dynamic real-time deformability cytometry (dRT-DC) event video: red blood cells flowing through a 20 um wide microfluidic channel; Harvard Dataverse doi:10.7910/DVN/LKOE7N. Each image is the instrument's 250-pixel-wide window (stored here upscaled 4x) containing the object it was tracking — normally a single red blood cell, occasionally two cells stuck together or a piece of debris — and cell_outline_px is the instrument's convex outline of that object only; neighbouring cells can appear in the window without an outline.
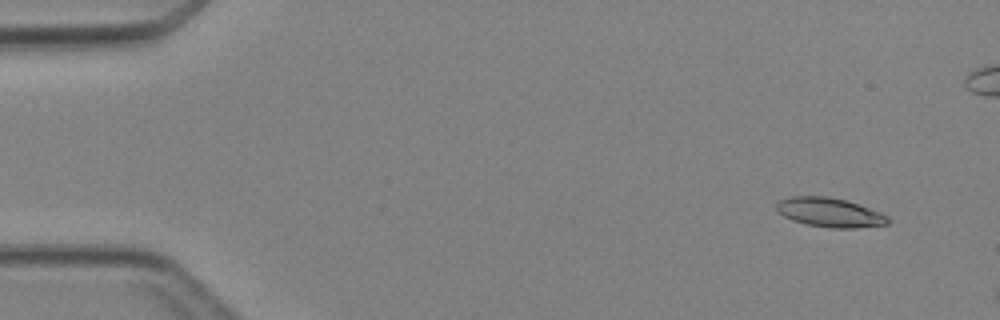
{"species": "Egyptian fruit bat (a non-hibernating species)", "species_latin": "Rousettus aegyptiacus", "temperature_condition": "cold", "stored_images_in_passage": 3, "camera_frame_rate_fps": 3000, "um_per_image_px": 0.085, "animal": {"sex": "female"}, "frame": {"image": 1, "passage_image": 1, "time_ms": 0.0, "image_size_px": [1000, 320], "cell_outline_px": [[892, 220], [888, 224], [856, 228], [832, 228], [804, 224], [792, 220], [776, 212], [776, 204], [780, 200], [788, 196], [828, 196], [844, 200], [880, 212], [888, 216]], "centroid_in_image_um": [70.5, 18.06], "position_along_channel_um": 14.5, "area_um2": 19.07}}